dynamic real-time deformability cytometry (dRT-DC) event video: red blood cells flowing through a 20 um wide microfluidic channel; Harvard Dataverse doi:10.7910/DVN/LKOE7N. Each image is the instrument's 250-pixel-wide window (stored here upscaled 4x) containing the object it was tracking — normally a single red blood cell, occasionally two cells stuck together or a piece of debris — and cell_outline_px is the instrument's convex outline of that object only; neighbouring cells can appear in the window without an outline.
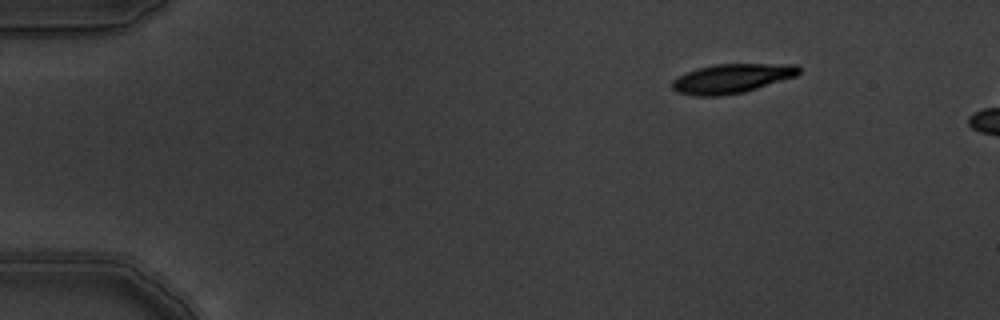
{"species": "common noctule bat (a hibernating species)", "species_latin": "Nyctalus noctula", "temperature_condition": "warm", "stored_images_in_passage": 5, "camera_frame_rate_fps": 3000, "um_per_image_px": 0.085, "animal": {"sex": "male", "body_mass_g": 19.5, "forearm_length_mm": 54.6}, "frame": {"image": 1, "passage_image": 1, "time_ms": 0.0, "image_size_px": [1000, 320], "cell_outline_px": [[800, 72], [796, 76], [744, 92], [720, 96], [692, 96], [676, 92], [672, 88], [672, 80], [676, 76], [696, 68], [716, 64], [796, 64], [800, 68]], "centroid_in_image_um": [62.15, 6.67], "position_along_channel_um": 22.8, "area_um2": 21.79}}